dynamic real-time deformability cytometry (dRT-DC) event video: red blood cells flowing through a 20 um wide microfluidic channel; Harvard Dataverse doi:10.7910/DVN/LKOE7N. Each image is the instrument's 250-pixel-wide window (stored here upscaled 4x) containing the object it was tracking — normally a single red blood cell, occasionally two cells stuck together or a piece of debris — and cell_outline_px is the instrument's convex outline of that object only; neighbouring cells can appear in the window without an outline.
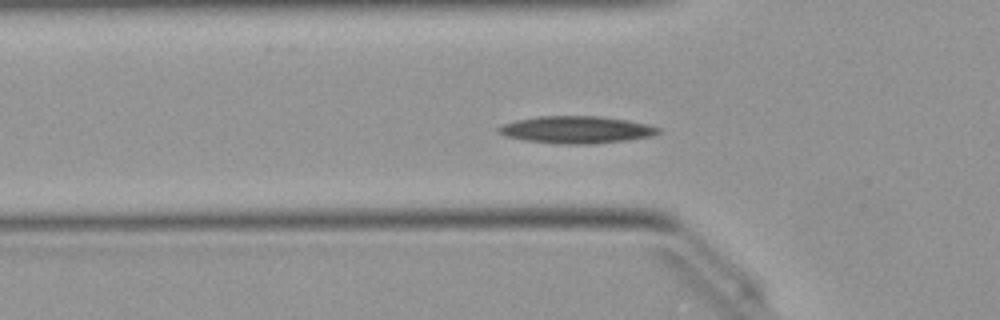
{"species": "Egyptian fruit bat (a non-hibernating species)", "species_latin": "Rousettus aegyptiacus", "temperature_condition": "warm", "stored_images_in_passage": 28, "camera_frame_rate_fps": 3000, "um_per_image_px": 0.085, "animal": {"sex": "female"}, "frame": {"image": 1, "passage_image": 4, "time_ms": 1.0, "image_size_px": [1000, 320], "cell_outline_px": [[660, 132], [652, 136], [624, 140], [592, 144], [556, 144], [524, 140], [504, 136], [496, 132], [496, 128], [500, 124], [516, 120], [536, 116], [600, 116], [628, 120], [648, 124], [660, 128]], "centroid_in_image_um": [48.92, 11.02], "position_along_channel_um": 76.9, "area_um2": 25.61}}
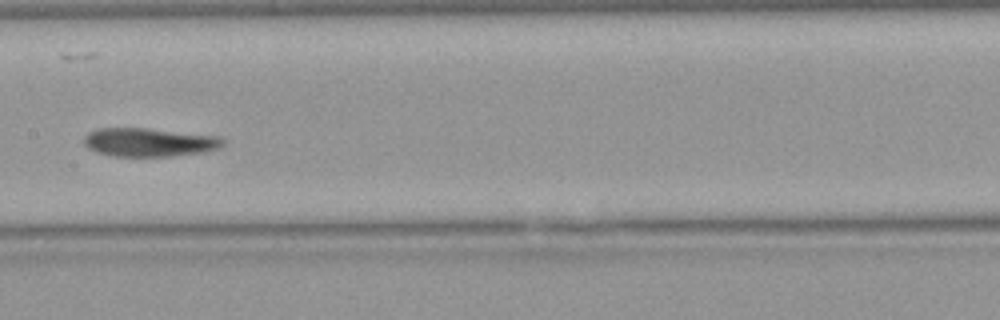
{"frame": {"image": 2, "passage_image": 13, "time_ms": 4.0, "image_size_px": [1000, 320], "cell_outline_px": [[224, 144], [220, 148], [200, 152], [172, 156], [112, 156], [96, 152], [88, 148], [84, 144], [84, 136], [88, 132], [96, 128], [148, 128], [220, 136], [224, 140]], "centroid_in_image_um": [12.66, 12.08], "position_along_channel_um": 194.7, "area_um2": 23.24}}
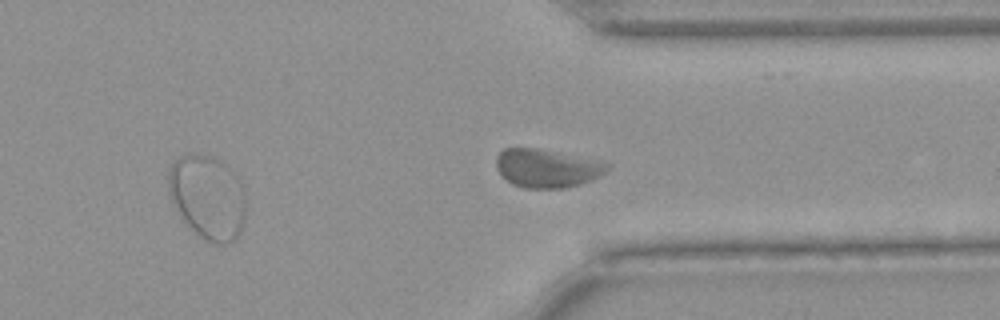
{"frame": {"image": 3, "passage_image": 26, "time_ms": 8.333, "image_size_px": [1000, 320], "cell_outline_px": [[244, 220], [240, 232], [228, 244], [212, 244], [204, 240], [180, 216], [172, 204], [168, 192], [168, 168], [180, 156], [208, 156], [228, 164], [236, 176], [240, 184], [244, 200]], "centroid_in_image_um": [17.62, 16.78], "position_along_channel_um": 393.8, "area_um2": 37.45}, "authors_computed_cell_mechanics": {"area_um2": 23.7558, "velocity_mm_per_s": 3.9403, "shape_relaxation_time_tau1_ms": null, "shape_relaxation_time_tau2_ms": 1.5806, "deformation_change_tau1": null, "deformation_change_tau2": 0.0608}}